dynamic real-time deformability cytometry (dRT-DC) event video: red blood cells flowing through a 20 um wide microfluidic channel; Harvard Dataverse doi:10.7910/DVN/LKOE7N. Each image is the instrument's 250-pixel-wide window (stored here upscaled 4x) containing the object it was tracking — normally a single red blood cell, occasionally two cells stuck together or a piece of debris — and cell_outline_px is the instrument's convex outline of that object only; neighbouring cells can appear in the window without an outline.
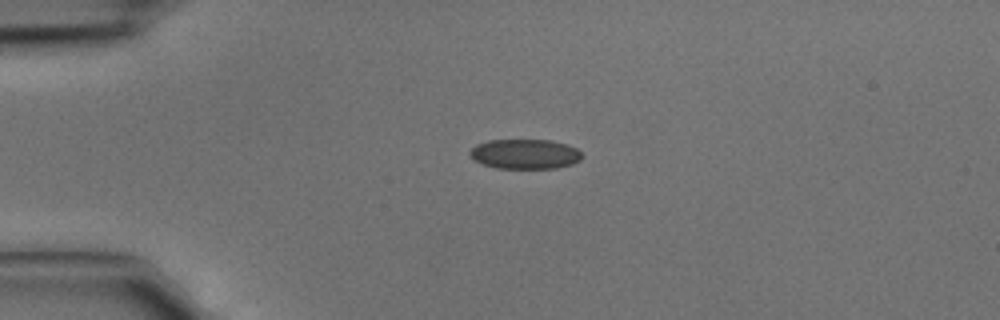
{"species": "common noctule bat (a hibernating species)", "species_latin": "Nyctalus noctula", "temperature_condition": "cold", "stored_images_in_passage": 5, "camera_frame_rate_fps": 3000, "um_per_image_px": 0.085, "animal": {"sex": "male", "body_mass_g": 15.6}, "frame": {"image": 1, "passage_image": 5, "time_ms": 1.333, "image_size_px": [1000, 320], "cell_outline_px": [[584, 156], [580, 160], [572, 164], [556, 168], [496, 168], [484, 164], [476, 160], [468, 152], [476, 144], [488, 140], [552, 140], [568, 144], [576, 148]], "centroid_in_image_um": [44.66, 13.08], "position_along_channel_um": 40.3, "area_um2": 19.48}}